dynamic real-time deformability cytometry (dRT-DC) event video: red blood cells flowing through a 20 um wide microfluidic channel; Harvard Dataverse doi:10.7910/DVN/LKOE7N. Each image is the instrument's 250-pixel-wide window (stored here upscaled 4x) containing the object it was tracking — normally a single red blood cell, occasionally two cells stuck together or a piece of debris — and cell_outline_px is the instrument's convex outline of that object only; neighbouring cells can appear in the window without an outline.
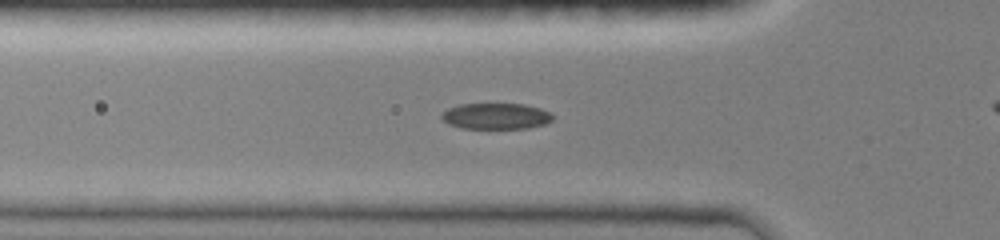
{"species": "common noctule bat (a hibernating species)", "species_latin": "Nyctalus noctula", "temperature_condition": "room temperature", "stored_images_in_passage": 31, "camera_frame_rate_fps": 3000, "um_per_image_px": 0.085, "animal": {"sex": "female", "body_mass_g": 19.0, "forearm_length_mm": 51.5}, "frame": {"image": 1, "passage_image": 5, "time_ms": 1.333, "image_size_px": [1000, 240], "cell_outline_px": [[552, 120], [544, 124], [528, 128], [460, 128], [448, 124], [440, 116], [448, 108], [460, 104], [524, 104], [540, 108], [548, 112], [552, 116]], "centroid_in_image_um": [42.13, 9.87], "position_along_channel_um": 83.7, "area_um2": 16.7}}
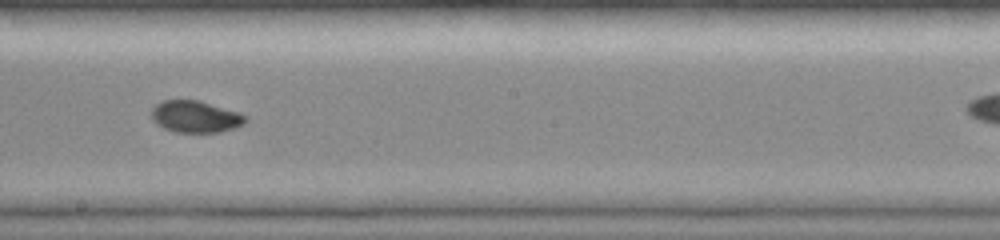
{"frame": {"image": 2, "passage_image": 16, "time_ms": 5.0, "image_size_px": [1000, 240], "cell_outline_px": [[248, 120], [244, 124], [220, 132], [176, 132], [164, 128], [156, 124], [152, 120], [152, 108], [160, 100], [200, 100], [240, 112], [248, 116]], "centroid_in_image_um": [16.63, 9.9], "position_along_channel_um": 231.6, "area_um2": 17.63}}
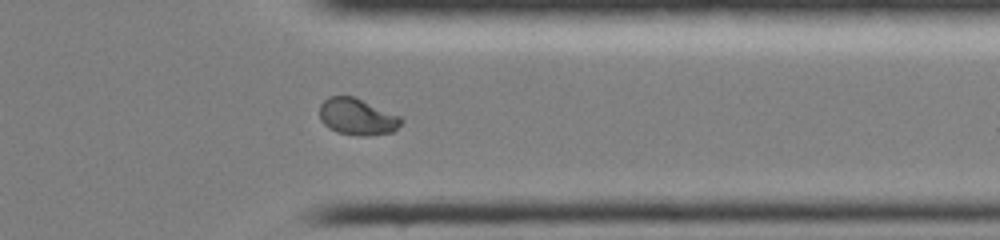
{"frame": {"image": 3, "passage_image": 27, "time_ms": 8.667, "image_size_px": [1000, 240], "cell_outline_px": [[404, 120], [392, 132], [368, 136], [360, 136], [336, 132], [328, 128], [320, 120], [320, 104], [328, 96], [352, 96], [400, 116]], "centroid_in_image_um": [30.33, 9.93], "position_along_channel_um": 381.1, "area_um2": 17.34}}